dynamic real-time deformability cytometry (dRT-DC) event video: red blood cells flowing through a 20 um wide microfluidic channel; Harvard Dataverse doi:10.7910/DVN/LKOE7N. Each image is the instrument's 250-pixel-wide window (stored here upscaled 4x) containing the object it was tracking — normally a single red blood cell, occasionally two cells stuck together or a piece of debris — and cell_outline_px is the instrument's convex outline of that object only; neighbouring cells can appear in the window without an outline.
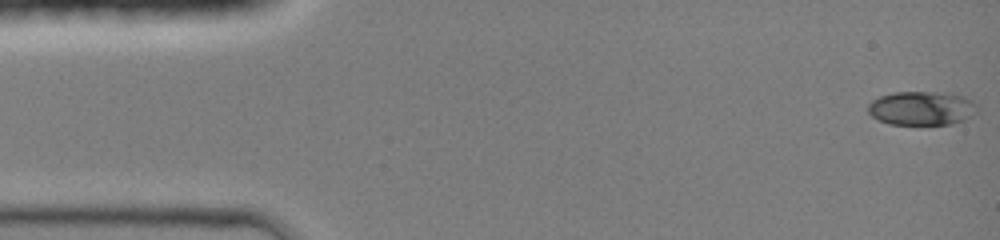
{"species": "common noctule bat (a hibernating species)", "species_latin": "Nyctalus noctula", "temperature_condition": "room temperature", "stored_images_in_passage": 10, "camera_frame_rate_fps": 3000, "um_per_image_px": 0.085, "animal": {"sex": "female", "body_mass_g": 19.0, "forearm_length_mm": 51.5}, "frame": {"image": 1, "passage_image": 1, "time_ms": 0.0, "image_size_px": [1000, 240], "cell_outline_px": [[976, 112], [964, 120], [952, 124], [888, 124], [872, 116], [868, 112], [868, 104], [872, 100], [880, 96], [892, 92], [952, 92], [964, 96], [972, 100], [976, 104]], "centroid_in_image_um": [78.35, 9.18], "position_along_channel_um": 6.6, "area_um2": 21.73}}